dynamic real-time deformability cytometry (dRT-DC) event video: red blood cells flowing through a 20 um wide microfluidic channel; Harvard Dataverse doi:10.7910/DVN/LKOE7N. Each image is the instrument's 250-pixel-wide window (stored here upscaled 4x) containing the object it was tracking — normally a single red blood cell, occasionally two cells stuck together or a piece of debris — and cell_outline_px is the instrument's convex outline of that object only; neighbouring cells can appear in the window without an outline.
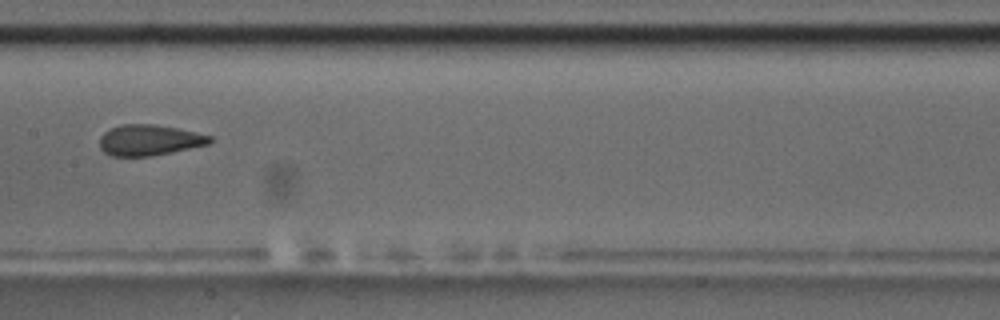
{"species": "common noctule bat (a hibernating species)", "species_latin": "Nyctalus noctula", "temperature_condition": "room temperature", "stored_images_in_passage": 9, "camera_frame_rate_fps": 3000, "um_per_image_px": 0.085, "animal": {"sex": "male", "body_mass_g": 17.5, "forearm_length_mm": 52.3}, "frame": {"image": 1, "passage_image": 9, "time_ms": 9.0, "image_size_px": [1000, 320], "cell_outline_px": [[212, 140], [208, 144], [172, 152], [152, 156], [112, 156], [104, 152], [100, 148], [100, 136], [104, 132], [120, 124], [152, 124], [176, 128], [212, 136]], "centroid_in_image_um": [12.66, 11.91], "position_along_channel_um": 194.7, "area_um2": 19.65}}